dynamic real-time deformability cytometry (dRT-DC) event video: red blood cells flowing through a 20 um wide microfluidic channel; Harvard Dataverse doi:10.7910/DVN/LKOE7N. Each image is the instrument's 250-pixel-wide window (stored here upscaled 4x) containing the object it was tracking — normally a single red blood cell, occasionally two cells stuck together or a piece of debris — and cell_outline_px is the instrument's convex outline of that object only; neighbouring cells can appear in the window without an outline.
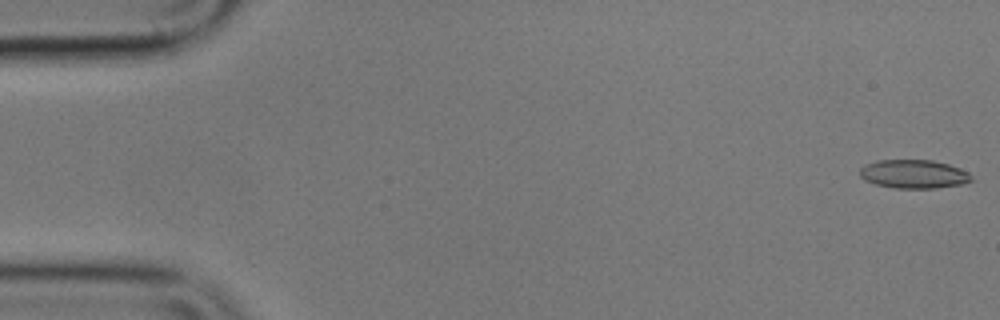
{"species": "common noctule bat (a hibernating species)", "species_latin": "Nyctalus noctula", "temperature_condition": "cold", "stored_images_in_passage": 55, "camera_frame_rate_fps": 3000, "um_per_image_px": 0.085, "animal": {"sex": "male", "body_mass_g": 17.9}, "frame": {"image": 1, "passage_image": 1, "time_ms": 0.0, "image_size_px": [1000, 320], "cell_outline_px": [[972, 180], [960, 184], [936, 188], [896, 188], [876, 184], [864, 180], [860, 176], [860, 168], [864, 164], [876, 160], [932, 160], [948, 164], [960, 168], [968, 172], [972, 176]], "centroid_in_image_um": [77.64, 14.78], "position_along_channel_um": 7.4, "area_um2": 18.61}}
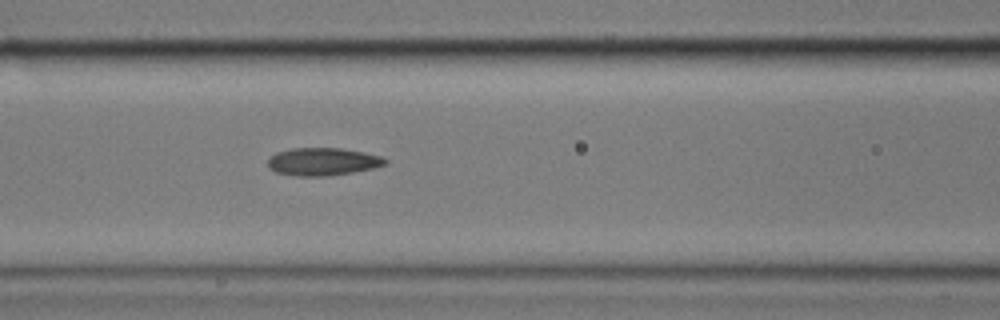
{"frame": {"image": 2, "passage_image": 23, "time_ms": 7.333, "image_size_px": [1000, 320], "cell_outline_px": [[388, 164], [372, 168], [332, 176], [296, 176], [276, 172], [268, 168], [268, 160], [276, 152], [292, 148], [340, 148], [364, 152], [380, 156], [388, 160]], "centroid_in_image_um": [27.43, 13.74], "position_along_channel_um": 139.2, "area_um2": 19.02}}
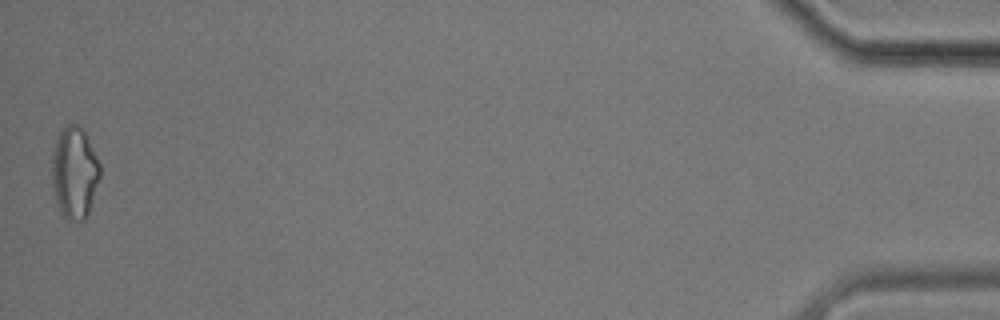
{"frame": {"image": 3, "passage_image": 55, "time_ms": 18.0, "image_size_px": [1000, 320], "cell_outline_px": [[100, 176], [88, 216], [84, 220], [68, 220], [60, 212], [56, 204], [52, 188], [52, 156], [56, 140], [60, 132], [68, 124], [80, 124], [84, 128], [100, 164]], "centroid_in_image_um": [6.33, 14.68], "position_along_channel_um": 428.9, "area_um2": 26.01}, "authors_computed_cell_mechanics": {"area_um2": 19.1896, "velocity_mm_per_s": 3.5931, "shape_relaxation_time_tau1_ms": 7.5637, "shape_relaxation_time_tau2_ms": 3.0598, "deformation_change_tau1": 0.1329, "deformation_change_tau2": 0.1101}}